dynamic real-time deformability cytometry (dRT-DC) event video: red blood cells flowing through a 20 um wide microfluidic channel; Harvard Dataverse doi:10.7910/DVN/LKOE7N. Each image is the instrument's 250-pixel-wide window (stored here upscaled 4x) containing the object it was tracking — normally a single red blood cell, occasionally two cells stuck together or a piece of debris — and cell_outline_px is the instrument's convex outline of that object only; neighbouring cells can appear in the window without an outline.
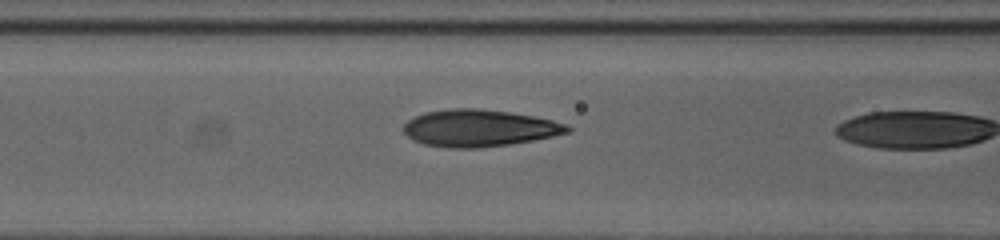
{"species": "human", "species_latin": "Homo sapiens", "temperature_condition": "cold", "stored_images_in_passage": 21, "segment_of_instrument_passage": [2, 2], "camera_frame_rate_fps": 3000, "um_per_image_px": 0.085, "donor": {"sex": "female"}, "frame": {"image": 1, "passage_image": 20, "time_ms": 6.333, "image_size_px": [1000, 240], "cell_outline_px": [[572, 128], [568, 132], [552, 136], [512, 144], [476, 148], [448, 148], [424, 144], [412, 140], [404, 132], [404, 124], [408, 120], [424, 112], [452, 108], [476, 108], [512, 112], [552, 120], [568, 124]], "centroid_in_image_um": [40.72, 10.89], "position_along_channel_um": 125.9, "area_um2": 35.32}}